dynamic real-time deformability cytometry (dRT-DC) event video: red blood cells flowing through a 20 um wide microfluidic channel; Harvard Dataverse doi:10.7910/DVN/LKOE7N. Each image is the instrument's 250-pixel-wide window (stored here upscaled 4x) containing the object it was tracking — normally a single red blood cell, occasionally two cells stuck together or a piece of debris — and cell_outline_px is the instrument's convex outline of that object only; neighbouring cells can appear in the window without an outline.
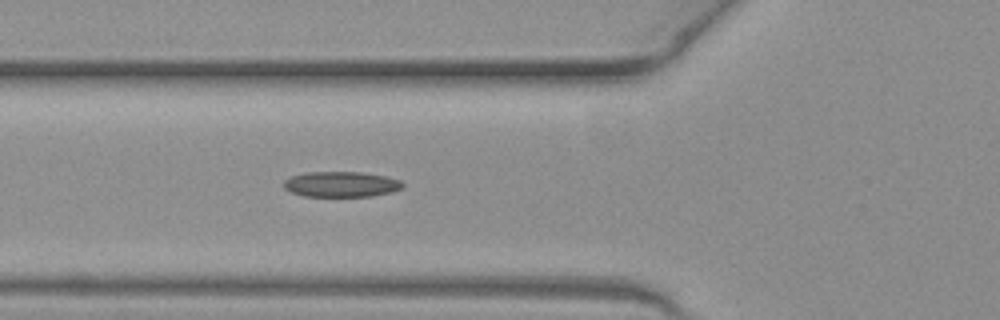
{"species": "common noctule bat (a hibernating species)", "species_latin": "Nyctalus noctula", "temperature_condition": "warm", "stored_images_in_passage": 38, "camera_frame_rate_fps": 3000, "um_per_image_px": 0.085, "animal": {"sex": "female", "body_mass_g": 19.3, "forearm_length_mm": 54.1}, "frame": {"image": 1, "passage_image": 8, "time_ms": 2.333, "image_size_px": [1000, 320], "cell_outline_px": [[404, 188], [392, 192], [372, 196], [304, 196], [292, 192], [284, 188], [284, 180], [292, 176], [308, 172], [360, 172], [384, 176], [400, 180], [404, 184]], "centroid_in_image_um": [29.03, 15.66], "position_along_channel_um": 96.8, "area_um2": 17.57}}
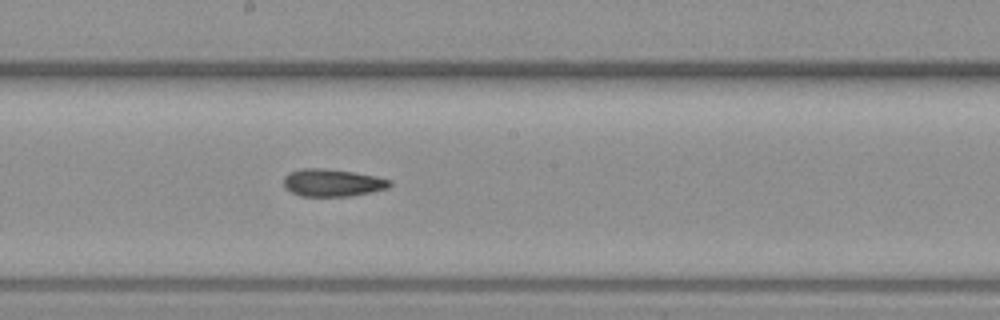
{"frame": {"image": 2, "passage_image": 17, "time_ms": 5.333, "image_size_px": [1000, 320], "cell_outline_px": [[392, 184], [388, 188], [352, 196], [300, 196], [284, 188], [284, 176], [288, 172], [300, 168], [324, 168], [352, 172], [376, 176], [392, 180]], "centroid_in_image_um": [28.24, 15.53], "position_along_channel_um": 220.0, "area_um2": 17.11}}
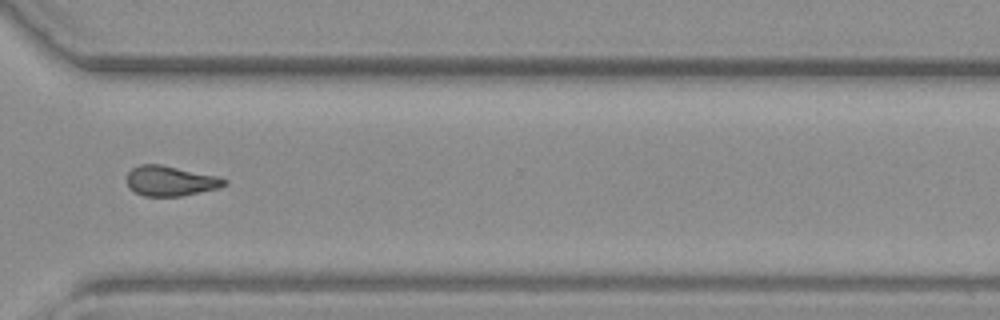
{"frame": {"image": 3, "passage_image": 27, "time_ms": 8.667, "image_size_px": [1000, 320], "cell_outline_px": [[228, 184], [220, 188], [180, 196], [144, 196], [136, 192], [124, 180], [128, 172], [132, 168], [140, 164], [160, 164], [216, 176], [228, 180]], "centroid_in_image_um": [14.48, 15.37], "position_along_channel_um": 356.1, "area_um2": 17.05}, "authors_computed_cell_mechanics": {"area_um2": 16.9932, "velocity_mm_per_s": 4.0896, "shape_relaxation_time_tau1_ms": null, "shape_relaxation_time_tau2_ms": 1.8429, "deformation_change_tau1": null, "deformation_change_tau2": 0.0889}}